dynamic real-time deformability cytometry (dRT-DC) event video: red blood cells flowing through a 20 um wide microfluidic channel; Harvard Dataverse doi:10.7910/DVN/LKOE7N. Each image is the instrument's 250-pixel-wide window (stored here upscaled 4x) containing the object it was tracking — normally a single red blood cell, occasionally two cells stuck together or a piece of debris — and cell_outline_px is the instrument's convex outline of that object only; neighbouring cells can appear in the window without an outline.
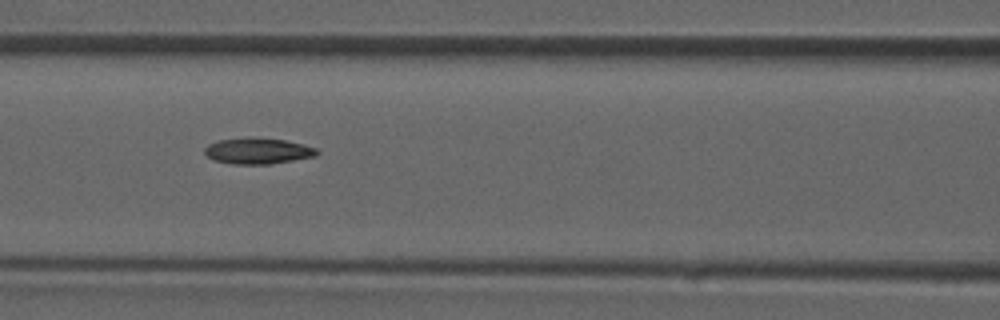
{"species": "common noctule bat (a hibernating species)", "species_latin": "Nyctalus noctula", "temperature_condition": "room temperature", "stored_images_in_passage": 46, "camera_frame_rate_fps": 3000, "um_per_image_px": 0.085, "animal": {"sex": "male", "forearm_length_mm": 52.5}, "frame": {"image": 1, "passage_image": 20, "time_ms": 6.333, "image_size_px": [1000, 320], "cell_outline_px": [[320, 152], [316, 156], [272, 164], [232, 164], [212, 160], [204, 152], [204, 148], [208, 144], [216, 140], [252, 136], [284, 140], [304, 144], [316, 148]], "centroid_in_image_um": [21.9, 12.82], "position_along_channel_um": 144.7, "area_um2": 17.4}}